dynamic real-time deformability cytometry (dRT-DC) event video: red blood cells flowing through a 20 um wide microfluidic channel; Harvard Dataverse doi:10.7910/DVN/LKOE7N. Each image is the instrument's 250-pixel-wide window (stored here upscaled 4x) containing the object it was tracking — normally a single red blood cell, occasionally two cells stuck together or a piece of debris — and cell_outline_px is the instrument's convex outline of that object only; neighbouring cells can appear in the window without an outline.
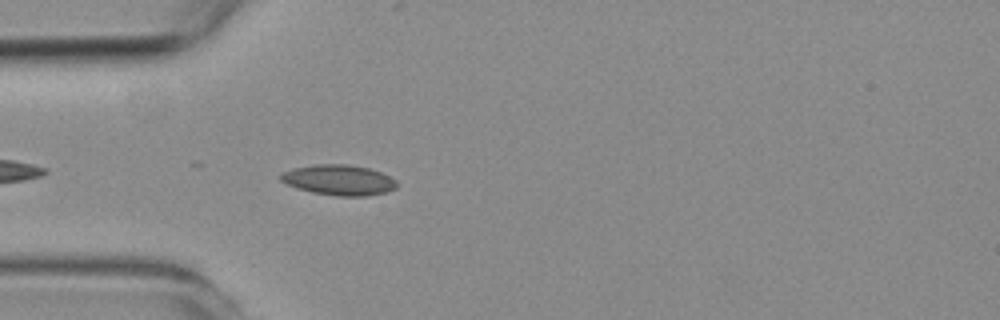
{"species": "common noctule bat (a hibernating species)", "species_latin": "Nyctalus noctula", "temperature_condition": "room temperature", "stored_images_in_passage": 7, "camera_frame_rate_fps": 3000, "um_per_image_px": 0.085, "animal": {"sex": "female", "body_mass_g": 19.3, "forearm_length_mm": 54.1}, "frame": {"image": 1, "passage_image": 4, "time_ms": 1.0, "image_size_px": [1000, 320], "cell_outline_px": [[396, 188], [388, 192], [368, 196], [336, 196], [312, 192], [296, 188], [280, 180], [280, 176], [284, 172], [292, 168], [316, 164], [348, 164], [368, 168], [380, 172], [396, 180]], "centroid_in_image_um": [28.81, 15.3], "position_along_channel_um": 56.2, "area_um2": 20.58}}